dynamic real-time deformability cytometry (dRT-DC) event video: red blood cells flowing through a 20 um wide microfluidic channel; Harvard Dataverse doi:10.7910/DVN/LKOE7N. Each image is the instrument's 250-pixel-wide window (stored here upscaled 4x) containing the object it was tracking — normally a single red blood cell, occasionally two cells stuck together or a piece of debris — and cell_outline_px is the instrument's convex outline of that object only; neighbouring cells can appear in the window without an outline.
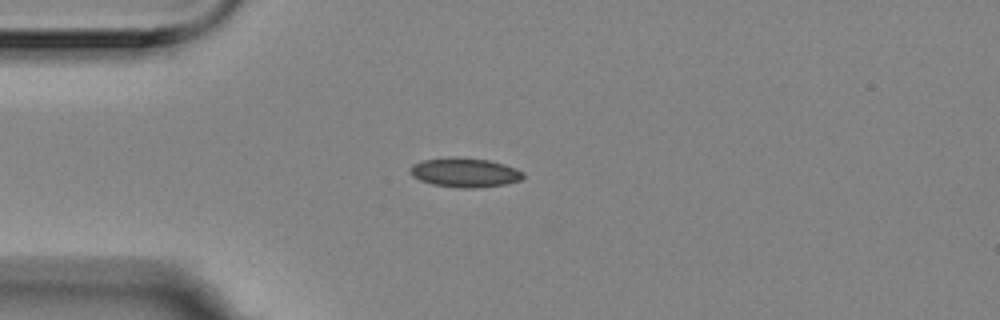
{"species": "Egyptian fruit bat (a non-hibernating species)", "species_latin": "Rousettus aegyptiacus", "temperature_condition": "room temperature", "stored_images_in_passage": 7, "camera_frame_rate_fps": 3000, "um_per_image_px": 0.085, "animal": {"sex": "female"}, "frame": {"image": 1, "passage_image": 2, "time_ms": 0.333, "image_size_px": [1000, 320], "cell_outline_px": [[524, 176], [520, 180], [504, 184], [476, 188], [460, 188], [432, 184], [420, 180], [412, 176], [408, 172], [408, 168], [412, 164], [420, 160], [448, 156], [456, 156], [488, 160], [504, 164], [516, 168], [524, 172]], "centroid_in_image_um": [39.45, 14.64], "position_along_channel_um": 45.6, "area_um2": 19.65}}
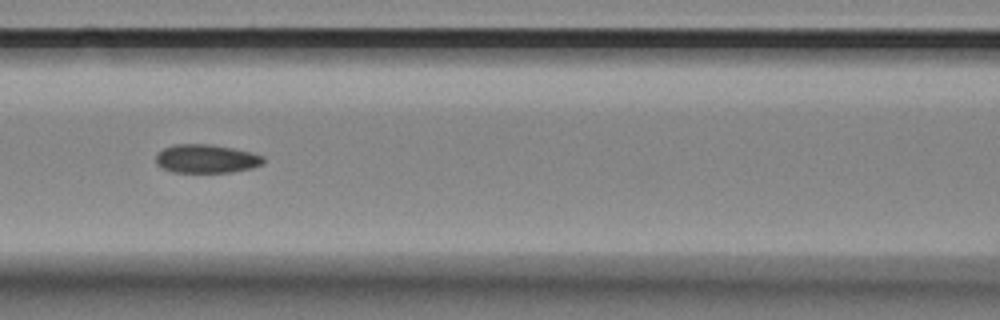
{"frame": {"image": 2, "passage_image": 5, "time_ms": 1.333, "image_size_px": [1000, 320], "cell_outline_px": [[264, 160], [260, 164], [252, 168], [232, 172], [172, 172], [160, 168], [156, 164], [156, 156], [164, 148], [172, 144], [212, 144], [252, 152], [264, 156]], "centroid_in_image_um": [17.51, 13.49], "position_along_channel_um": 149.1, "area_um2": 17.98}}
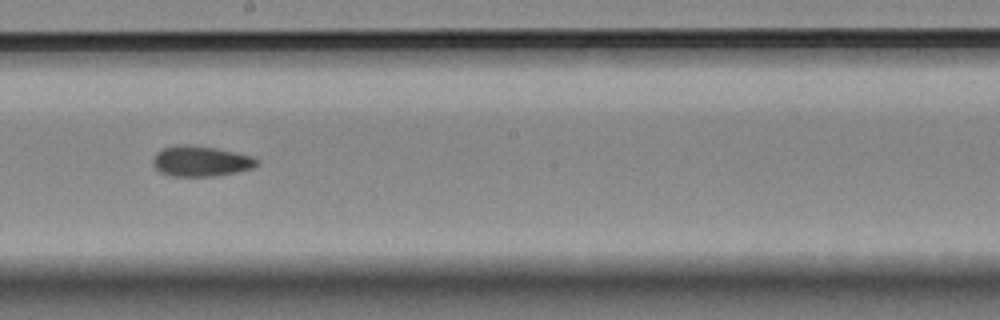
{"frame": {"image": 3, "passage_image": 7, "time_ms": 2.0, "image_size_px": [1000, 320], "cell_outline_px": [[260, 164], [252, 168], [236, 172], [216, 176], [172, 176], [160, 172], [152, 164], [152, 160], [156, 152], [164, 148], [184, 144], [216, 148], [252, 156], [260, 160]], "centroid_in_image_um": [17.08, 13.71], "position_along_channel_um": 231.1, "area_um2": 18.44}}